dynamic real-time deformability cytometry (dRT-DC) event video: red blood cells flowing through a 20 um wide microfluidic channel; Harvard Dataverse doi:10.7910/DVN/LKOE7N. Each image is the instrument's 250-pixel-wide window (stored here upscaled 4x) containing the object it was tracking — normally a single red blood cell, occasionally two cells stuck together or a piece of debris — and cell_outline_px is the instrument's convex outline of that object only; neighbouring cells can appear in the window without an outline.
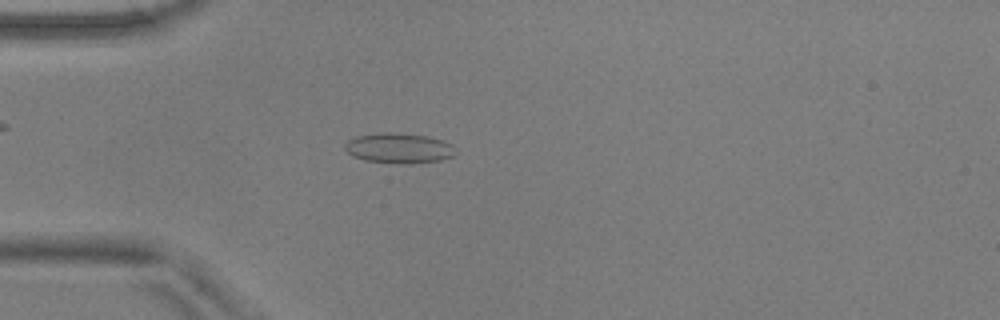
{"species": "common noctule bat (a hibernating species)", "species_latin": "Nyctalus noctula", "temperature_condition": "warm", "stored_images_in_passage": 42, "camera_frame_rate_fps": 3000, "um_per_image_px": 0.085, "animal": {"sex": "male", "body_mass_g": 17.9, "forearm_length_mm": 54.2}, "frame": {"image": 1, "passage_image": 14, "time_ms": 4.333, "image_size_px": [1000, 320], "cell_outline_px": [[452, 156], [440, 160], [408, 164], [400, 164], [364, 160], [352, 156], [344, 148], [344, 144], [348, 140], [356, 136], [380, 132], [396, 132], [428, 136], [444, 140], [452, 144]], "centroid_in_image_um": [33.86, 12.58], "position_along_channel_um": 51.1, "area_um2": 19.54}}
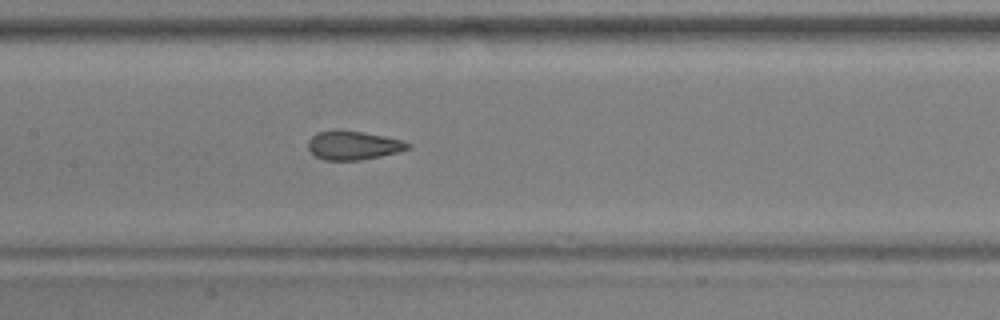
{"frame": {"image": 2, "passage_image": 25, "time_ms": 8.0, "image_size_px": [1000, 320], "cell_outline_px": [[412, 148], [400, 152], [360, 160], [324, 160], [316, 156], [308, 148], [308, 140], [316, 132], [336, 128], [384, 136], [404, 140], [412, 144]], "centroid_in_image_um": [30.05, 12.34], "position_along_channel_um": 177.4, "area_um2": 17.05}}
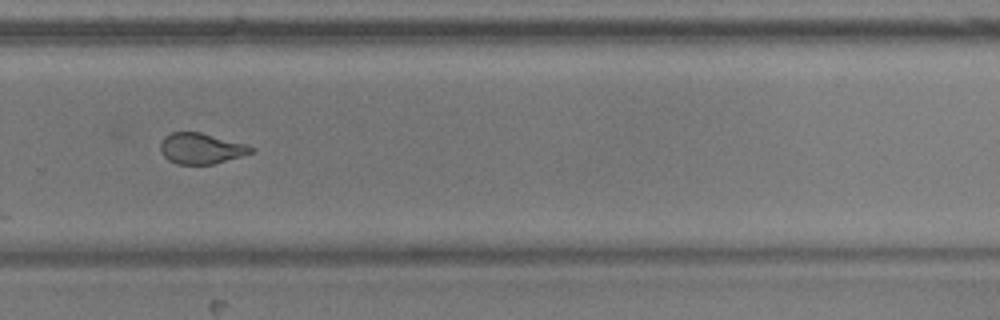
{"frame": {"image": 3, "passage_image": 36, "time_ms": 11.667, "image_size_px": [1000, 320], "cell_outline_px": [[256, 152], [212, 164], [176, 164], [168, 160], [160, 152], [160, 144], [164, 136], [172, 132], [200, 132], [244, 144], [256, 148]], "centroid_in_image_um": [17.08, 12.62], "position_along_channel_um": 312.7, "area_um2": 16.24}}